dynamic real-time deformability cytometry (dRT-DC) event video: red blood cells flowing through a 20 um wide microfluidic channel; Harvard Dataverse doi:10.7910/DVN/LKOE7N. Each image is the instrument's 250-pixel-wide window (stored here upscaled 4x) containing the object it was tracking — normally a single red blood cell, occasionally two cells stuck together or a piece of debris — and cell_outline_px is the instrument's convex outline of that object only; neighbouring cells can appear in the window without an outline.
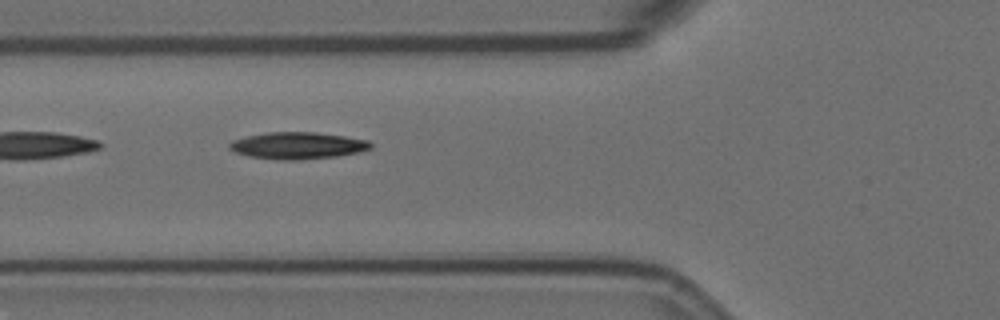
{"species": "Egyptian fruit bat (a non-hibernating species)", "species_latin": "Rousettus aegyptiacus", "temperature_condition": "room temperature", "stored_images_in_passage": 3, "camera_frame_rate_fps": 3000, "um_per_image_px": 0.085, "animal": {"sex": "female"}, "frame": {"image": 1, "passage_image": 2, "time_ms": 1.333, "image_size_px": [1000, 320], "cell_outline_px": [[372, 148], [356, 152], [336, 156], [296, 160], [280, 160], [252, 156], [236, 152], [228, 148], [228, 144], [232, 140], [248, 136], [268, 132], [316, 132], [344, 136], [368, 140], [372, 144]], "centroid_in_image_um": [25.3, 12.36], "position_along_channel_um": 100.5, "area_um2": 21.85}}